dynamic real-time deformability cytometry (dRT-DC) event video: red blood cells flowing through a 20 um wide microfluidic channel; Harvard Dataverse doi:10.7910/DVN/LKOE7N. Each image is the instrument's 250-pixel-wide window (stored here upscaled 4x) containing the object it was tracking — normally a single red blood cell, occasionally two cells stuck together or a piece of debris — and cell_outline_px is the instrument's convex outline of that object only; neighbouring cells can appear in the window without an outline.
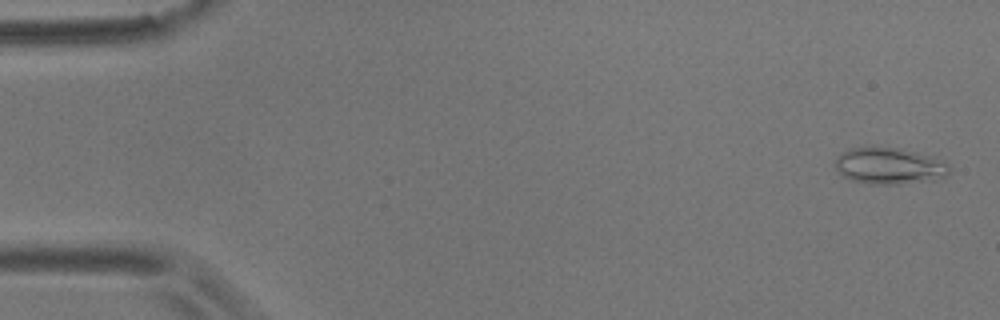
{"species": "common noctule bat (a hibernating species)", "species_latin": "Nyctalus noctula", "temperature_condition": "room temperature", "stored_images_in_passage": 55, "camera_frame_rate_fps": 3000, "um_per_image_px": 0.085, "animal": {"sex": "male", "body_mass_g": 17.9}, "frame": {"image": 1, "passage_image": 2, "time_ms": 0.333, "image_size_px": [1000, 320], "cell_outline_px": [[952, 168], [944, 176], [936, 180], [896, 184], [868, 184], [852, 180], [844, 176], [836, 168], [836, 160], [840, 152], [848, 148], [900, 148], [936, 156], [948, 164]], "centroid_in_image_um": [75.64, 14.1], "position_along_channel_um": 9.4, "area_um2": 24.33}}
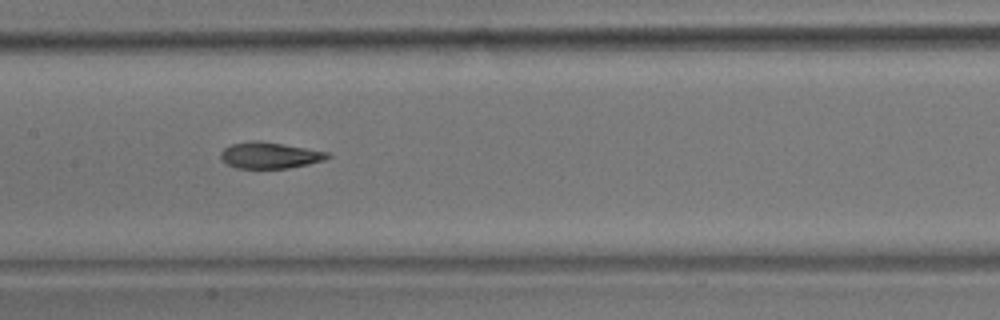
{"frame": {"image": 2, "passage_image": 27, "time_ms": 8.667, "image_size_px": [1000, 320], "cell_outline_px": [[332, 156], [324, 160], [308, 164], [288, 168], [236, 168], [228, 164], [220, 156], [220, 152], [224, 148], [232, 144], [252, 140], [256, 140], [328, 152]], "centroid_in_image_um": [22.92, 13.2], "position_along_channel_um": 184.5, "area_um2": 16.07}}
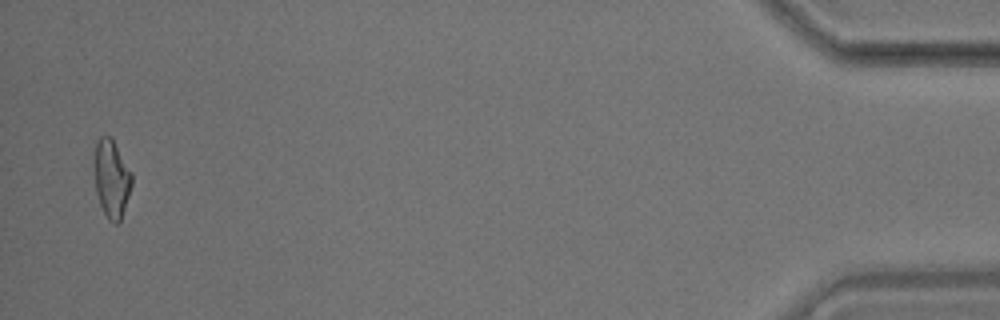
{"frame": {"image": 3, "passage_image": 54, "time_ms": 17.667, "image_size_px": [1000, 320], "cell_outline_px": [[132, 184], [120, 220], [116, 224], [108, 220], [100, 204], [96, 192], [92, 164], [96, 140], [100, 136], [112, 136], [132, 172]], "centroid_in_image_um": [9.45, 15.11], "position_along_channel_um": 425.7, "area_um2": 17.46}, "authors_computed_cell_mechanics": {"area_um2": 17.1666, "velocity_mm_per_s": 3.634, "shape_relaxation_time_tau1_ms": 6.5985, "shape_relaxation_time_tau2_ms": 3.5679, "deformation_change_tau1": 0.1876, "deformation_change_tau2": 0.109}}